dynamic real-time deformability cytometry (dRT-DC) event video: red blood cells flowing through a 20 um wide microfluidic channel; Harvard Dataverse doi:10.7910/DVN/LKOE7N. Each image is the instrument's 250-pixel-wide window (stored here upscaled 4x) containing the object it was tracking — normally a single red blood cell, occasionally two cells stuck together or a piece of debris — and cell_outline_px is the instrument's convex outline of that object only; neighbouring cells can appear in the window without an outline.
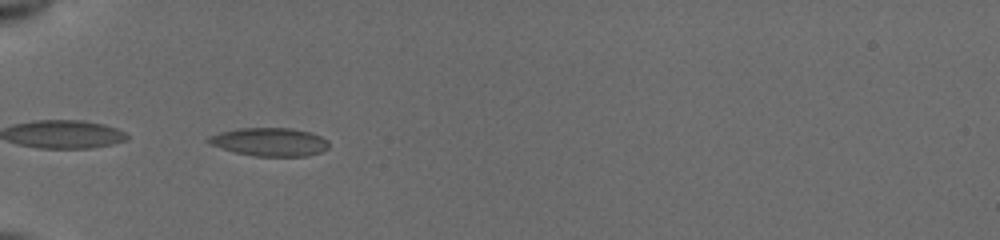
{"species": "common noctule bat (a hibernating species)", "species_latin": "Nyctalus noctula", "temperature_condition": "cold", "stored_images_in_passage": 37, "camera_frame_rate_fps": 3000, "um_per_image_px": 0.085, "animal": {"sex": "female", "body_mass_g": 19.5, "forearm_length_mm": 54.1}, "frame": {"image": 1, "passage_image": 2, "time_ms": 0.333, "image_size_px": [1000, 240], "cell_outline_px": [[328, 148], [320, 152], [308, 156], [256, 156], [236, 152], [212, 144], [204, 140], [208, 136], [220, 132], [236, 128], [292, 128], [308, 132], [320, 136], [328, 140]], "centroid_in_image_um": [22.92, 12.05], "position_along_channel_um": 62.1, "area_um2": 19.71}}
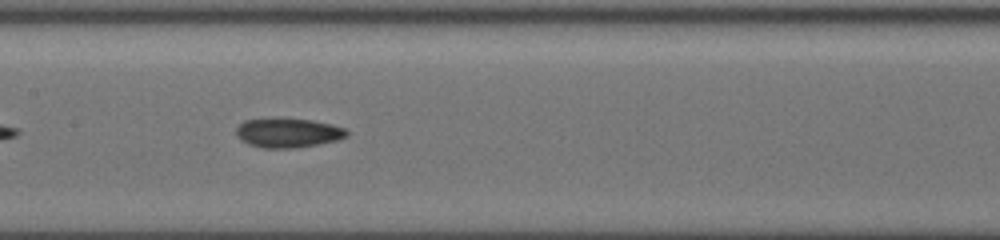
{"frame": {"image": 2, "passage_image": 12, "time_ms": 3.667, "image_size_px": [1000, 240], "cell_outline_px": [[348, 136], [336, 140], [316, 144], [292, 148], [264, 148], [248, 144], [240, 140], [236, 136], [236, 128], [244, 120], [312, 120], [332, 124], [344, 128], [348, 132]], "centroid_in_image_um": [24.47, 11.31], "position_along_channel_um": 182.9, "area_um2": 18.38}}
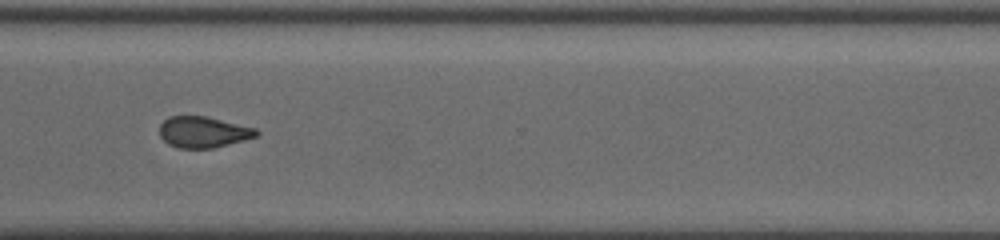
{"frame": {"image": 3, "passage_image": 25, "time_ms": 8.0, "image_size_px": [1000, 240], "cell_outline_px": [[260, 132], [256, 136], [244, 140], [212, 148], [180, 148], [168, 144], [160, 136], [160, 124], [168, 116], [208, 116], [256, 128]], "centroid_in_image_um": [17.28, 11.21], "position_along_channel_um": 353.3, "area_um2": 17.57}, "authors_computed_cell_mechanics": {"area_um2": 18.3226, "velocity_mm_per_s": 3.9422, "shape_relaxation_time_tau1_ms": 8.3298, "shape_relaxation_time_tau2_ms": 3.4849, "deformation_change_tau1": 0.1558, "deformation_change_tau2": 0.1089}}